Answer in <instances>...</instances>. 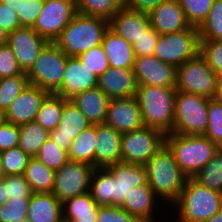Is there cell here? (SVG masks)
<instances>
[{"mask_svg":"<svg viewBox=\"0 0 222 222\" xmlns=\"http://www.w3.org/2000/svg\"><path fill=\"white\" fill-rule=\"evenodd\" d=\"M30 198H9L0 206V222H18L28 216Z\"/></svg>","mask_w":222,"mask_h":222,"instance_id":"44","label":"cell"},{"mask_svg":"<svg viewBox=\"0 0 222 222\" xmlns=\"http://www.w3.org/2000/svg\"><path fill=\"white\" fill-rule=\"evenodd\" d=\"M204 135L222 147V103L216 98L208 102V125Z\"/></svg>","mask_w":222,"mask_h":222,"instance_id":"40","label":"cell"},{"mask_svg":"<svg viewBox=\"0 0 222 222\" xmlns=\"http://www.w3.org/2000/svg\"><path fill=\"white\" fill-rule=\"evenodd\" d=\"M165 134L144 126L123 133L121 138V162L145 165L165 145Z\"/></svg>","mask_w":222,"mask_h":222,"instance_id":"10","label":"cell"},{"mask_svg":"<svg viewBox=\"0 0 222 222\" xmlns=\"http://www.w3.org/2000/svg\"><path fill=\"white\" fill-rule=\"evenodd\" d=\"M177 86L179 92L215 98L220 77L209 67L199 53L177 68Z\"/></svg>","mask_w":222,"mask_h":222,"instance_id":"8","label":"cell"},{"mask_svg":"<svg viewBox=\"0 0 222 222\" xmlns=\"http://www.w3.org/2000/svg\"><path fill=\"white\" fill-rule=\"evenodd\" d=\"M109 20L76 13L54 43L69 57H78L102 43Z\"/></svg>","mask_w":222,"mask_h":222,"instance_id":"3","label":"cell"},{"mask_svg":"<svg viewBox=\"0 0 222 222\" xmlns=\"http://www.w3.org/2000/svg\"><path fill=\"white\" fill-rule=\"evenodd\" d=\"M123 7H125V0H76L77 13L107 20Z\"/></svg>","mask_w":222,"mask_h":222,"instance_id":"34","label":"cell"},{"mask_svg":"<svg viewBox=\"0 0 222 222\" xmlns=\"http://www.w3.org/2000/svg\"><path fill=\"white\" fill-rule=\"evenodd\" d=\"M67 100L56 93H49L43 100L35 121L48 132L55 130L61 120L64 103Z\"/></svg>","mask_w":222,"mask_h":222,"instance_id":"31","label":"cell"},{"mask_svg":"<svg viewBox=\"0 0 222 222\" xmlns=\"http://www.w3.org/2000/svg\"><path fill=\"white\" fill-rule=\"evenodd\" d=\"M199 53L209 67L222 78V40H200Z\"/></svg>","mask_w":222,"mask_h":222,"instance_id":"42","label":"cell"},{"mask_svg":"<svg viewBox=\"0 0 222 222\" xmlns=\"http://www.w3.org/2000/svg\"><path fill=\"white\" fill-rule=\"evenodd\" d=\"M209 98L177 91L173 133L204 135L208 125Z\"/></svg>","mask_w":222,"mask_h":222,"instance_id":"7","label":"cell"},{"mask_svg":"<svg viewBox=\"0 0 222 222\" xmlns=\"http://www.w3.org/2000/svg\"><path fill=\"white\" fill-rule=\"evenodd\" d=\"M106 168L112 173V206L122 207L130 189L147 183L144 165L118 162Z\"/></svg>","mask_w":222,"mask_h":222,"instance_id":"15","label":"cell"},{"mask_svg":"<svg viewBox=\"0 0 222 222\" xmlns=\"http://www.w3.org/2000/svg\"><path fill=\"white\" fill-rule=\"evenodd\" d=\"M199 51V30L191 26L177 33L160 34L153 55L178 68L196 57Z\"/></svg>","mask_w":222,"mask_h":222,"instance_id":"9","label":"cell"},{"mask_svg":"<svg viewBox=\"0 0 222 222\" xmlns=\"http://www.w3.org/2000/svg\"><path fill=\"white\" fill-rule=\"evenodd\" d=\"M193 178L202 186L222 193V147Z\"/></svg>","mask_w":222,"mask_h":222,"instance_id":"35","label":"cell"},{"mask_svg":"<svg viewBox=\"0 0 222 222\" xmlns=\"http://www.w3.org/2000/svg\"><path fill=\"white\" fill-rule=\"evenodd\" d=\"M8 196L14 199L31 198L32 191L24 175L5 176Z\"/></svg>","mask_w":222,"mask_h":222,"instance_id":"49","label":"cell"},{"mask_svg":"<svg viewBox=\"0 0 222 222\" xmlns=\"http://www.w3.org/2000/svg\"><path fill=\"white\" fill-rule=\"evenodd\" d=\"M9 33L0 27V46L8 43Z\"/></svg>","mask_w":222,"mask_h":222,"instance_id":"56","label":"cell"},{"mask_svg":"<svg viewBox=\"0 0 222 222\" xmlns=\"http://www.w3.org/2000/svg\"><path fill=\"white\" fill-rule=\"evenodd\" d=\"M5 121V114L3 111L0 110V124H2Z\"/></svg>","mask_w":222,"mask_h":222,"instance_id":"59","label":"cell"},{"mask_svg":"<svg viewBox=\"0 0 222 222\" xmlns=\"http://www.w3.org/2000/svg\"><path fill=\"white\" fill-rule=\"evenodd\" d=\"M18 222H30V221L26 218V219L20 220Z\"/></svg>","mask_w":222,"mask_h":222,"instance_id":"60","label":"cell"},{"mask_svg":"<svg viewBox=\"0 0 222 222\" xmlns=\"http://www.w3.org/2000/svg\"><path fill=\"white\" fill-rule=\"evenodd\" d=\"M191 26L199 28L207 19L214 0H178Z\"/></svg>","mask_w":222,"mask_h":222,"instance_id":"41","label":"cell"},{"mask_svg":"<svg viewBox=\"0 0 222 222\" xmlns=\"http://www.w3.org/2000/svg\"><path fill=\"white\" fill-rule=\"evenodd\" d=\"M17 75H27L19 67L16 56L10 45L0 46V79Z\"/></svg>","mask_w":222,"mask_h":222,"instance_id":"45","label":"cell"},{"mask_svg":"<svg viewBox=\"0 0 222 222\" xmlns=\"http://www.w3.org/2000/svg\"><path fill=\"white\" fill-rule=\"evenodd\" d=\"M165 0H125V7L144 13H149Z\"/></svg>","mask_w":222,"mask_h":222,"instance_id":"52","label":"cell"},{"mask_svg":"<svg viewBox=\"0 0 222 222\" xmlns=\"http://www.w3.org/2000/svg\"><path fill=\"white\" fill-rule=\"evenodd\" d=\"M78 58L83 66H86L97 77L110 68L108 58L101 44L79 55Z\"/></svg>","mask_w":222,"mask_h":222,"instance_id":"43","label":"cell"},{"mask_svg":"<svg viewBox=\"0 0 222 222\" xmlns=\"http://www.w3.org/2000/svg\"><path fill=\"white\" fill-rule=\"evenodd\" d=\"M76 13L74 0H45L32 29L48 42H54Z\"/></svg>","mask_w":222,"mask_h":222,"instance_id":"12","label":"cell"},{"mask_svg":"<svg viewBox=\"0 0 222 222\" xmlns=\"http://www.w3.org/2000/svg\"><path fill=\"white\" fill-rule=\"evenodd\" d=\"M4 177H5V174L3 172L2 160H1V156H0V180L3 179Z\"/></svg>","mask_w":222,"mask_h":222,"instance_id":"58","label":"cell"},{"mask_svg":"<svg viewBox=\"0 0 222 222\" xmlns=\"http://www.w3.org/2000/svg\"><path fill=\"white\" fill-rule=\"evenodd\" d=\"M150 26L159 34L177 33L191 27L178 0H165L148 13Z\"/></svg>","mask_w":222,"mask_h":222,"instance_id":"20","label":"cell"},{"mask_svg":"<svg viewBox=\"0 0 222 222\" xmlns=\"http://www.w3.org/2000/svg\"><path fill=\"white\" fill-rule=\"evenodd\" d=\"M45 0H21L18 20L21 27H33L38 15L40 14Z\"/></svg>","mask_w":222,"mask_h":222,"instance_id":"46","label":"cell"},{"mask_svg":"<svg viewBox=\"0 0 222 222\" xmlns=\"http://www.w3.org/2000/svg\"><path fill=\"white\" fill-rule=\"evenodd\" d=\"M144 166L149 187L169 209L178 200L188 177L166 144Z\"/></svg>","mask_w":222,"mask_h":222,"instance_id":"1","label":"cell"},{"mask_svg":"<svg viewBox=\"0 0 222 222\" xmlns=\"http://www.w3.org/2000/svg\"><path fill=\"white\" fill-rule=\"evenodd\" d=\"M101 45L111 68L133 69L135 62L133 45L110 27L106 30Z\"/></svg>","mask_w":222,"mask_h":222,"instance_id":"25","label":"cell"},{"mask_svg":"<svg viewBox=\"0 0 222 222\" xmlns=\"http://www.w3.org/2000/svg\"><path fill=\"white\" fill-rule=\"evenodd\" d=\"M0 27L8 33L21 27L17 12L0 2Z\"/></svg>","mask_w":222,"mask_h":222,"instance_id":"51","label":"cell"},{"mask_svg":"<svg viewBox=\"0 0 222 222\" xmlns=\"http://www.w3.org/2000/svg\"><path fill=\"white\" fill-rule=\"evenodd\" d=\"M98 77L83 66L78 57L67 58L62 86L55 92L66 99L88 89L97 87Z\"/></svg>","mask_w":222,"mask_h":222,"instance_id":"21","label":"cell"},{"mask_svg":"<svg viewBox=\"0 0 222 222\" xmlns=\"http://www.w3.org/2000/svg\"><path fill=\"white\" fill-rule=\"evenodd\" d=\"M35 157L54 171H57L69 161L68 151L60 148L49 138L41 146Z\"/></svg>","mask_w":222,"mask_h":222,"instance_id":"38","label":"cell"},{"mask_svg":"<svg viewBox=\"0 0 222 222\" xmlns=\"http://www.w3.org/2000/svg\"><path fill=\"white\" fill-rule=\"evenodd\" d=\"M48 138L49 132L36 121L19 126L18 147L30 157L37 155L39 149Z\"/></svg>","mask_w":222,"mask_h":222,"instance_id":"32","label":"cell"},{"mask_svg":"<svg viewBox=\"0 0 222 222\" xmlns=\"http://www.w3.org/2000/svg\"><path fill=\"white\" fill-rule=\"evenodd\" d=\"M97 143L96 125H91L72 141L68 150L69 161L82 162L94 167Z\"/></svg>","mask_w":222,"mask_h":222,"instance_id":"29","label":"cell"},{"mask_svg":"<svg viewBox=\"0 0 222 222\" xmlns=\"http://www.w3.org/2000/svg\"><path fill=\"white\" fill-rule=\"evenodd\" d=\"M48 91L37 86H28L11 103L5 114V121L20 126L35 121Z\"/></svg>","mask_w":222,"mask_h":222,"instance_id":"18","label":"cell"},{"mask_svg":"<svg viewBox=\"0 0 222 222\" xmlns=\"http://www.w3.org/2000/svg\"><path fill=\"white\" fill-rule=\"evenodd\" d=\"M221 207V192L202 186L194 178H187L178 200L169 208V215L171 211L173 217H168L171 222H204Z\"/></svg>","mask_w":222,"mask_h":222,"instance_id":"2","label":"cell"},{"mask_svg":"<svg viewBox=\"0 0 222 222\" xmlns=\"http://www.w3.org/2000/svg\"><path fill=\"white\" fill-rule=\"evenodd\" d=\"M159 33L151 26L133 44L135 57L152 56L159 39Z\"/></svg>","mask_w":222,"mask_h":222,"instance_id":"48","label":"cell"},{"mask_svg":"<svg viewBox=\"0 0 222 222\" xmlns=\"http://www.w3.org/2000/svg\"><path fill=\"white\" fill-rule=\"evenodd\" d=\"M19 126L4 121L0 124V152L18 147Z\"/></svg>","mask_w":222,"mask_h":222,"instance_id":"50","label":"cell"},{"mask_svg":"<svg viewBox=\"0 0 222 222\" xmlns=\"http://www.w3.org/2000/svg\"><path fill=\"white\" fill-rule=\"evenodd\" d=\"M67 58L54 42H48L26 73L29 84L55 93L62 86Z\"/></svg>","mask_w":222,"mask_h":222,"instance_id":"6","label":"cell"},{"mask_svg":"<svg viewBox=\"0 0 222 222\" xmlns=\"http://www.w3.org/2000/svg\"><path fill=\"white\" fill-rule=\"evenodd\" d=\"M0 156L5 176L24 175L30 156L22 149L19 147L10 148L0 152Z\"/></svg>","mask_w":222,"mask_h":222,"instance_id":"39","label":"cell"},{"mask_svg":"<svg viewBox=\"0 0 222 222\" xmlns=\"http://www.w3.org/2000/svg\"><path fill=\"white\" fill-rule=\"evenodd\" d=\"M48 41L32 27H20L9 33L8 44L14 52L18 65L27 73Z\"/></svg>","mask_w":222,"mask_h":222,"instance_id":"17","label":"cell"},{"mask_svg":"<svg viewBox=\"0 0 222 222\" xmlns=\"http://www.w3.org/2000/svg\"><path fill=\"white\" fill-rule=\"evenodd\" d=\"M95 167L82 162L68 161L55 171L52 193L61 202L89 192Z\"/></svg>","mask_w":222,"mask_h":222,"instance_id":"11","label":"cell"},{"mask_svg":"<svg viewBox=\"0 0 222 222\" xmlns=\"http://www.w3.org/2000/svg\"><path fill=\"white\" fill-rule=\"evenodd\" d=\"M198 30L200 40H222V0H214L207 19Z\"/></svg>","mask_w":222,"mask_h":222,"instance_id":"37","label":"cell"},{"mask_svg":"<svg viewBox=\"0 0 222 222\" xmlns=\"http://www.w3.org/2000/svg\"><path fill=\"white\" fill-rule=\"evenodd\" d=\"M163 206L164 204L162 203V201L149 187V184L146 183L145 185L137 186L130 189V193L125 196L122 208L126 210L130 215L140 218L143 222H161L160 219L162 217V219L168 218L167 216L164 217L163 212L165 211L167 214L168 210H166V208L163 210ZM161 210H163L161 212L163 216L158 215L161 214Z\"/></svg>","mask_w":222,"mask_h":222,"instance_id":"16","label":"cell"},{"mask_svg":"<svg viewBox=\"0 0 222 222\" xmlns=\"http://www.w3.org/2000/svg\"><path fill=\"white\" fill-rule=\"evenodd\" d=\"M97 222H143L140 218L130 215L122 207L98 206Z\"/></svg>","mask_w":222,"mask_h":222,"instance_id":"47","label":"cell"},{"mask_svg":"<svg viewBox=\"0 0 222 222\" xmlns=\"http://www.w3.org/2000/svg\"><path fill=\"white\" fill-rule=\"evenodd\" d=\"M104 123L121 134L144 127L136 96L110 99Z\"/></svg>","mask_w":222,"mask_h":222,"instance_id":"14","label":"cell"},{"mask_svg":"<svg viewBox=\"0 0 222 222\" xmlns=\"http://www.w3.org/2000/svg\"><path fill=\"white\" fill-rule=\"evenodd\" d=\"M137 85L176 88L177 67L152 56L135 57L133 67Z\"/></svg>","mask_w":222,"mask_h":222,"instance_id":"13","label":"cell"},{"mask_svg":"<svg viewBox=\"0 0 222 222\" xmlns=\"http://www.w3.org/2000/svg\"><path fill=\"white\" fill-rule=\"evenodd\" d=\"M98 205L89 192L63 203L64 222H97Z\"/></svg>","mask_w":222,"mask_h":222,"instance_id":"28","label":"cell"},{"mask_svg":"<svg viewBox=\"0 0 222 222\" xmlns=\"http://www.w3.org/2000/svg\"><path fill=\"white\" fill-rule=\"evenodd\" d=\"M97 146L94 154V167L106 168L121 162L122 134L105 123L96 124Z\"/></svg>","mask_w":222,"mask_h":222,"instance_id":"24","label":"cell"},{"mask_svg":"<svg viewBox=\"0 0 222 222\" xmlns=\"http://www.w3.org/2000/svg\"><path fill=\"white\" fill-rule=\"evenodd\" d=\"M215 98L222 103V78L220 79L217 95Z\"/></svg>","mask_w":222,"mask_h":222,"instance_id":"57","label":"cell"},{"mask_svg":"<svg viewBox=\"0 0 222 222\" xmlns=\"http://www.w3.org/2000/svg\"><path fill=\"white\" fill-rule=\"evenodd\" d=\"M97 87L109 99L128 98L136 95L137 83L133 69L108 68L98 77Z\"/></svg>","mask_w":222,"mask_h":222,"instance_id":"23","label":"cell"},{"mask_svg":"<svg viewBox=\"0 0 222 222\" xmlns=\"http://www.w3.org/2000/svg\"><path fill=\"white\" fill-rule=\"evenodd\" d=\"M89 193L98 206H112V173L107 168H95Z\"/></svg>","mask_w":222,"mask_h":222,"instance_id":"33","label":"cell"},{"mask_svg":"<svg viewBox=\"0 0 222 222\" xmlns=\"http://www.w3.org/2000/svg\"><path fill=\"white\" fill-rule=\"evenodd\" d=\"M24 176L33 193H52L55 171L36 157L29 158Z\"/></svg>","mask_w":222,"mask_h":222,"instance_id":"30","label":"cell"},{"mask_svg":"<svg viewBox=\"0 0 222 222\" xmlns=\"http://www.w3.org/2000/svg\"><path fill=\"white\" fill-rule=\"evenodd\" d=\"M10 198L7 192V186L5 184V177L0 180V206L7 203V200Z\"/></svg>","mask_w":222,"mask_h":222,"instance_id":"53","label":"cell"},{"mask_svg":"<svg viewBox=\"0 0 222 222\" xmlns=\"http://www.w3.org/2000/svg\"><path fill=\"white\" fill-rule=\"evenodd\" d=\"M204 222H222V207L214 214L211 218L205 220Z\"/></svg>","mask_w":222,"mask_h":222,"instance_id":"55","label":"cell"},{"mask_svg":"<svg viewBox=\"0 0 222 222\" xmlns=\"http://www.w3.org/2000/svg\"><path fill=\"white\" fill-rule=\"evenodd\" d=\"M176 93V88L137 85L135 96L145 126L173 133Z\"/></svg>","mask_w":222,"mask_h":222,"instance_id":"4","label":"cell"},{"mask_svg":"<svg viewBox=\"0 0 222 222\" xmlns=\"http://www.w3.org/2000/svg\"><path fill=\"white\" fill-rule=\"evenodd\" d=\"M89 126H91V124L87 118L71 100L68 99L64 103L58 127L49 132V139L54 141L60 148L68 151L72 141Z\"/></svg>","mask_w":222,"mask_h":222,"instance_id":"19","label":"cell"},{"mask_svg":"<svg viewBox=\"0 0 222 222\" xmlns=\"http://www.w3.org/2000/svg\"><path fill=\"white\" fill-rule=\"evenodd\" d=\"M0 2L7 5V7L14 10V12L19 11L21 5V0H0Z\"/></svg>","mask_w":222,"mask_h":222,"instance_id":"54","label":"cell"},{"mask_svg":"<svg viewBox=\"0 0 222 222\" xmlns=\"http://www.w3.org/2000/svg\"><path fill=\"white\" fill-rule=\"evenodd\" d=\"M109 27L131 45L150 27L147 13L120 8L109 20Z\"/></svg>","mask_w":222,"mask_h":222,"instance_id":"22","label":"cell"},{"mask_svg":"<svg viewBox=\"0 0 222 222\" xmlns=\"http://www.w3.org/2000/svg\"><path fill=\"white\" fill-rule=\"evenodd\" d=\"M27 75H17L0 79V110H8L16 97L28 86Z\"/></svg>","mask_w":222,"mask_h":222,"instance_id":"36","label":"cell"},{"mask_svg":"<svg viewBox=\"0 0 222 222\" xmlns=\"http://www.w3.org/2000/svg\"><path fill=\"white\" fill-rule=\"evenodd\" d=\"M27 219L30 222H63V203L53 193H32Z\"/></svg>","mask_w":222,"mask_h":222,"instance_id":"27","label":"cell"},{"mask_svg":"<svg viewBox=\"0 0 222 222\" xmlns=\"http://www.w3.org/2000/svg\"><path fill=\"white\" fill-rule=\"evenodd\" d=\"M165 144L188 178H193L213 158L219 148L205 135L169 133L165 136Z\"/></svg>","mask_w":222,"mask_h":222,"instance_id":"5","label":"cell"},{"mask_svg":"<svg viewBox=\"0 0 222 222\" xmlns=\"http://www.w3.org/2000/svg\"><path fill=\"white\" fill-rule=\"evenodd\" d=\"M70 100L82 112L91 125L105 122L110 99L98 87L78 93Z\"/></svg>","mask_w":222,"mask_h":222,"instance_id":"26","label":"cell"}]
</instances>
